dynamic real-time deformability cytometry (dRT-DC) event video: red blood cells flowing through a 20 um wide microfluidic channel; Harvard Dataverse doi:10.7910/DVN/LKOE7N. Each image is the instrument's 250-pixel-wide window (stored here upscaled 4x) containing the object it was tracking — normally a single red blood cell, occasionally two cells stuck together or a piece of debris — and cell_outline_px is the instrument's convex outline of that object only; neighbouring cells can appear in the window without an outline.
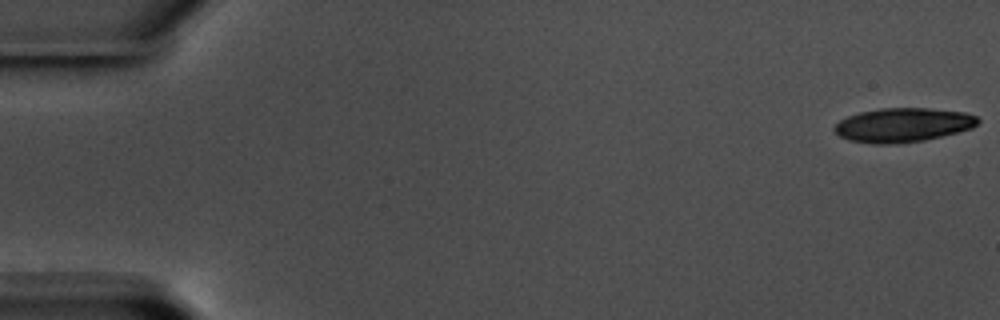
{"species": "common noctule bat (a hibernating species)", "species_latin": "Nyctalus noctula", "temperature_condition": "warm", "stored_images_in_passage": 20, "camera_frame_rate_fps": 3000, "um_per_image_px": 0.085, "animal": {"sex": "male", "body_mass_g": 17.5, "forearm_length_mm": 52.3}, "frame": {"image": 1, "passage_image": 1, "time_ms": 0.0, "image_size_px": [1000, 320], "cell_outline_px": [[980, 120], [972, 128], [924, 140], [900, 144], [872, 144], [848, 140], [840, 136], [832, 128], [840, 120], [848, 116], [860, 112], [880, 108], [928, 108], [964, 112], [976, 116]], "centroid_in_image_um": [76.72, 10.63], "position_along_channel_um": 8.3, "area_um2": 28.5}}
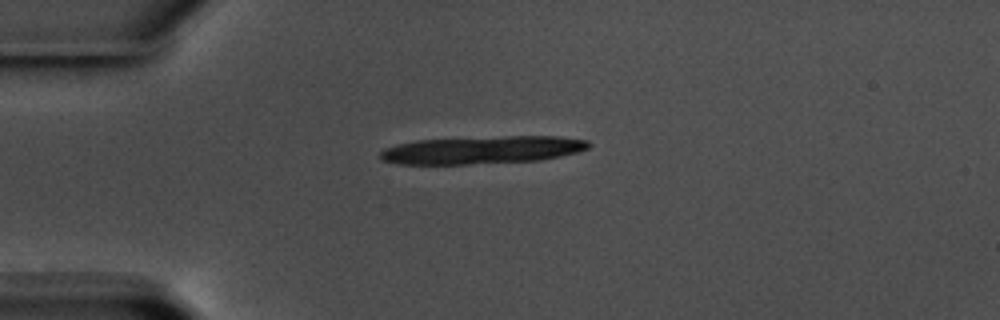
{"frame": {"image": 2, "passage_image": 15, "time_ms": 4.667, "image_size_px": [1000, 320], "cell_outline_px": [[592, 144], [588, 148], [576, 152], [560, 156], [540, 160], [468, 164], [400, 164], [380, 160], [380, 152], [384, 148], [416, 140], [508, 136], [556, 136], [588, 140]], "centroid_in_image_um": [40.99, 12.74], "position_along_channel_um": 44.0, "area_um2": 33.58}}